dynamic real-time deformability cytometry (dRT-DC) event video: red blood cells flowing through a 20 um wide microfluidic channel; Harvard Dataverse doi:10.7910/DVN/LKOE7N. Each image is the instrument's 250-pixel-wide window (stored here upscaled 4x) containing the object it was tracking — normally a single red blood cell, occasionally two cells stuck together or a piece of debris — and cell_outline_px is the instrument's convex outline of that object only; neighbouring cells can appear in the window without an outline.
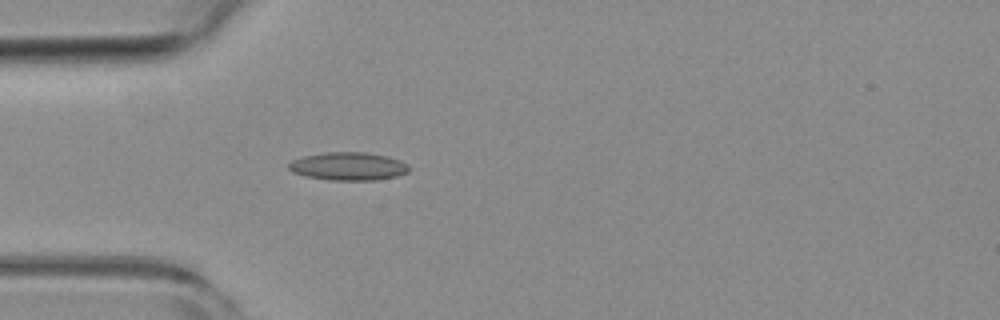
{"species": "common noctule bat (a hibernating species)", "species_latin": "Nyctalus noctula", "temperature_condition": "room temperature", "stored_images_in_passage": 50, "camera_frame_rate_fps": 3000, "um_per_image_px": 0.085, "animal": {"sex": "female", "body_mass_g": 19.3, "forearm_length_mm": 54.1}, "frame": {"image": 1, "passage_image": 12, "time_ms": 3.667, "image_size_px": [1000, 320], "cell_outline_px": [[408, 172], [396, 176], [376, 180], [332, 180], [304, 176], [292, 172], [288, 168], [288, 164], [292, 160], [304, 156], [324, 152], [364, 152], [388, 156], [400, 160], [408, 164]], "centroid_in_image_um": [29.59, 14.13], "position_along_channel_um": 55.4, "area_um2": 19.71}}
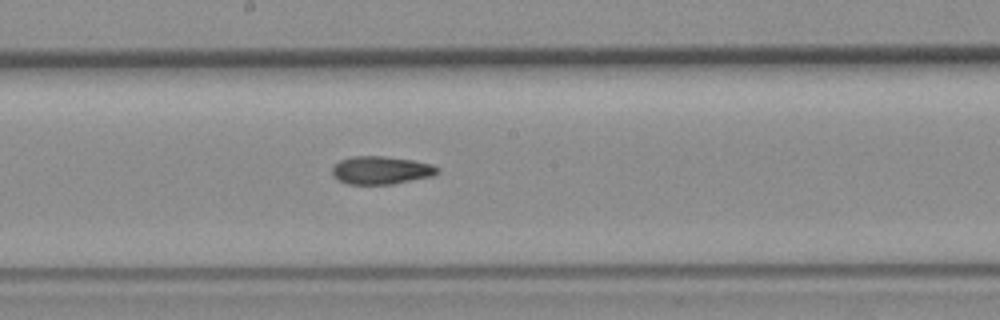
{"frame": {"image": 2, "passage_image": 25, "time_ms": 8.0, "image_size_px": [1000, 320], "cell_outline_px": [[440, 172], [432, 176], [392, 184], [348, 184], [332, 176], [332, 168], [340, 160], [352, 156], [384, 156], [412, 160], [432, 164], [440, 168]], "centroid_in_image_um": [32.41, 14.46], "position_along_channel_um": 215.8, "area_um2": 17.17}}
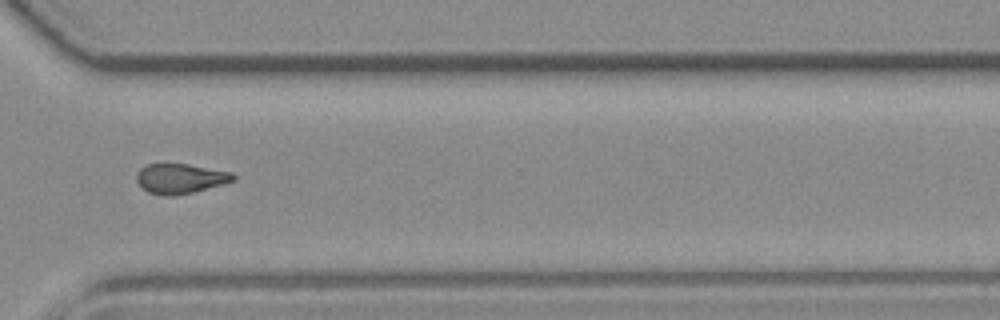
{"frame": {"image": 3, "passage_image": 36, "time_ms": 11.667, "image_size_px": [1000, 320], "cell_outline_px": [[236, 180], [192, 192], [176, 196], [164, 196], [148, 192], [136, 180], [136, 176], [140, 168], [148, 164], [188, 164], [232, 172], [236, 176]], "centroid_in_image_um": [15.33, 15.18], "position_along_channel_um": 355.3, "area_um2": 16.7}, "authors_computed_cell_mechanics": {"area_um2": 17.3111, "velocity_mm_per_s": 3.8065, "shape_relaxation_time_tau1_ms": null, "shape_relaxation_time_tau2_ms": 3.9942, "deformation_change_tau1": null, "deformation_change_tau2": 0.1118}}